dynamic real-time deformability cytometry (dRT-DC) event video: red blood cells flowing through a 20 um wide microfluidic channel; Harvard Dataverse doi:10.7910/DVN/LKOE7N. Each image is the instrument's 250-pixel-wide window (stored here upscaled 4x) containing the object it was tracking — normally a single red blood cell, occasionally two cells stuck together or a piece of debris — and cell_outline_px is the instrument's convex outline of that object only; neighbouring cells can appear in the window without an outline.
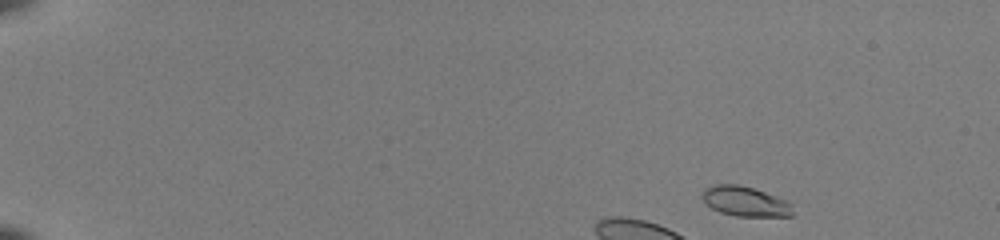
{"species": "common noctule bat (a hibernating species)", "species_latin": "Nyctalus noctula", "temperature_condition": "room temperature", "stored_images_in_passage": 10, "camera_frame_rate_fps": 3000, "um_per_image_px": 0.085, "animal": {"sex": "female", "body_mass_g": 22.0, "forearm_length_mm": 56.7}, "frame": {"image": 1, "passage_image": 1, "time_ms": 0.0, "image_size_px": [1000, 240], "cell_outline_px": [[792, 216], [736, 216], [720, 212], [712, 208], [700, 196], [704, 188], [716, 184], [736, 184], [752, 188], [776, 196], [792, 204]], "centroid_in_image_um": [63.31, 17.11], "position_along_channel_um": 21.7, "area_um2": 15.61}}